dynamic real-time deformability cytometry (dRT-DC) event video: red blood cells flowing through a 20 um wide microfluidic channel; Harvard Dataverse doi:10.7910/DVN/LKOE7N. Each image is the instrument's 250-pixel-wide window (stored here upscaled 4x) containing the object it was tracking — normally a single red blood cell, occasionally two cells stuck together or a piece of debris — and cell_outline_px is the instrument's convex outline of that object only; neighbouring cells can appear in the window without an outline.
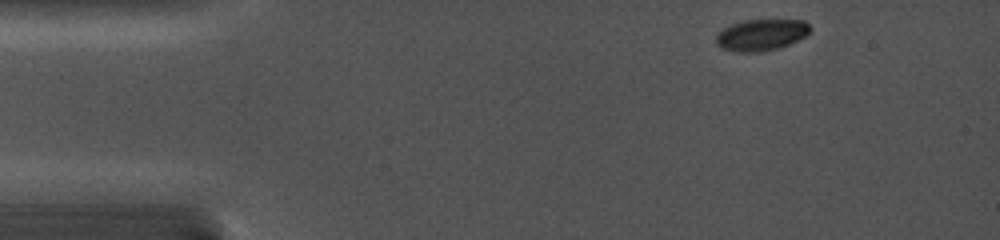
{"species": "common noctule bat (a hibernating species)", "species_latin": "Nyctalus noctula", "temperature_condition": "cold", "stored_images_in_passage": 40, "camera_frame_rate_fps": 5000, "um_per_image_px": 0.085, "animal": {"sex": "female", "body_mass_g": 19.0, "forearm_length_mm": 56.7}, "frame": {"image": 1, "passage_image": 1, "time_ms": 0.0, "image_size_px": [1000, 240], "cell_outline_px": [[812, 32], [780, 48], [760, 52], [736, 52], [720, 48], [716, 44], [716, 32], [732, 24], [744, 20], [804, 20], [812, 28]], "centroid_in_image_um": [64.69, 2.97], "position_along_channel_um": 20.3, "area_um2": 17.4}}
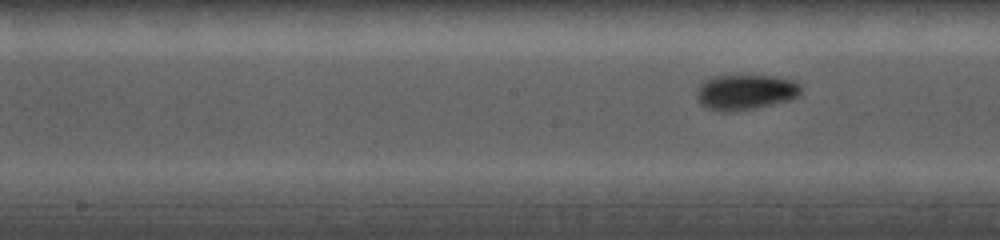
{"frame": {"image": 2, "passage_image": 18, "time_ms": 6.2, "image_size_px": [1000, 240], "cell_outline_px": [[800, 92], [792, 100], [752, 108], [728, 112], [720, 112], [704, 108], [696, 100], [696, 92], [700, 84], [704, 80], [712, 76], [772, 76], [792, 80], [800, 84]], "centroid_in_image_um": [63.29, 7.84], "position_along_channel_um": 184.9, "area_um2": 21.5}}
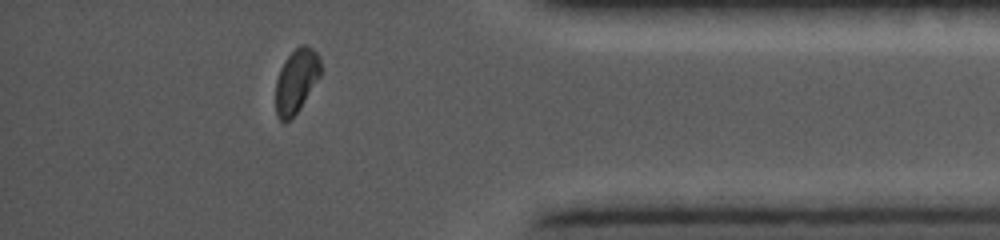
{"frame": {"image": 3, "passage_image": 35, "time_ms": 12.2, "image_size_px": [1000, 240], "cell_outline_px": [[320, 76], [300, 108], [284, 124], [276, 116], [276, 80], [280, 68], [288, 56], [300, 44], [308, 44], [320, 56]], "centroid_in_image_um": [25.18, 6.86], "position_along_channel_um": 410.0, "area_um2": 16.7}}